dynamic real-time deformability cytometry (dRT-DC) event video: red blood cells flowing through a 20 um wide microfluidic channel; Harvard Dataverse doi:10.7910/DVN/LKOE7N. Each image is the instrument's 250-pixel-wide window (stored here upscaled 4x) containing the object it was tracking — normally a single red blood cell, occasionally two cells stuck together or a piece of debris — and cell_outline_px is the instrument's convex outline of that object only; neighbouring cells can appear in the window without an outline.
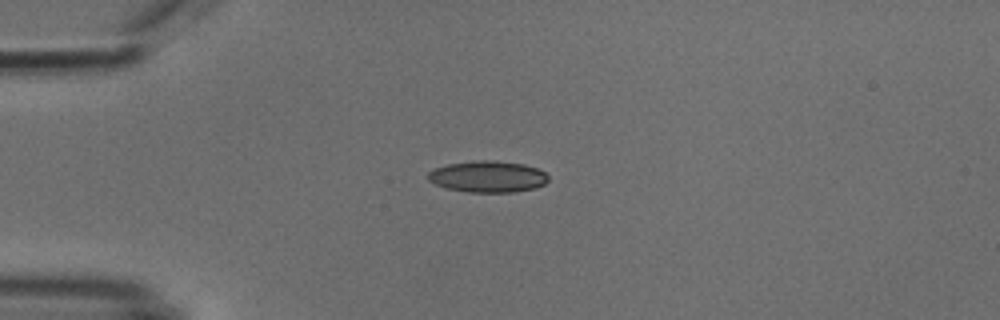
{"species": "common noctule bat (a hibernating species)", "species_latin": "Nyctalus noctula", "temperature_condition": "cold", "stored_images_in_passage": 40, "camera_frame_rate_fps": 3000, "um_per_image_px": 0.085, "animal": {"sex": "male", "body_mass_g": 18.8}, "frame": {"image": 1, "passage_image": 1, "time_ms": 0.0, "image_size_px": [1000, 320], "cell_outline_px": [[548, 180], [544, 184], [536, 188], [516, 192], [468, 192], [448, 188], [436, 184], [428, 180], [428, 172], [436, 168], [448, 164], [472, 160], [492, 160], [524, 164], [536, 168], [544, 172], [548, 176]], "centroid_in_image_um": [41.48, 15.01], "position_along_channel_um": 43.5, "area_um2": 22.02}}
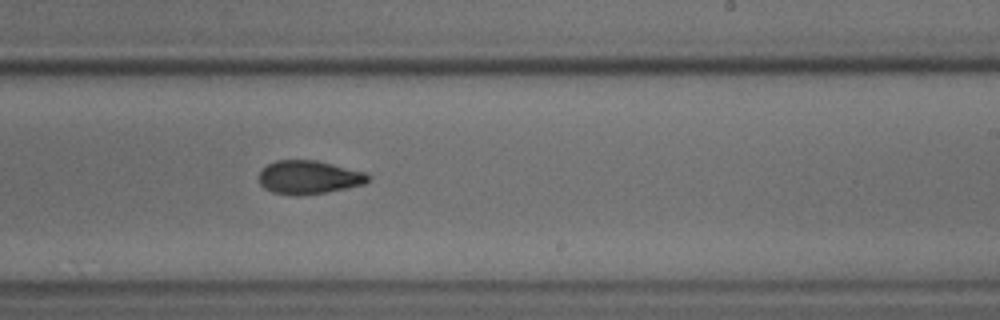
{"frame": {"image": 2, "passage_image": 20, "time_ms": 6.333, "image_size_px": [1000, 320], "cell_outline_px": [[368, 180], [364, 184], [324, 192], [296, 196], [272, 192], [264, 188], [260, 184], [260, 172], [268, 164], [276, 160], [316, 160], [364, 172], [368, 176]], "centroid_in_image_um": [26.21, 15.07], "position_along_channel_um": 262.8, "area_um2": 20.92}}
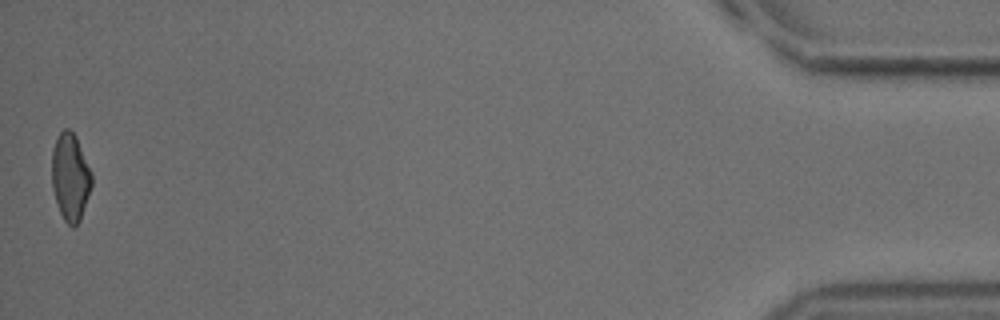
{"frame": {"image": 3, "passage_image": 40, "time_ms": 13.0, "image_size_px": [1000, 320], "cell_outline_px": [[92, 184], [80, 220], [72, 228], [64, 220], [60, 212], [52, 188], [52, 148], [60, 132], [64, 128], [68, 128], [76, 136], [92, 172]], "centroid_in_image_um": [5.98, 15.03], "position_along_channel_um": 429.2, "area_um2": 20.23}, "authors_computed_cell_mechanics": {"area_um2": 21.2993, "velocity_mm_per_s": 3.8334, "shape_relaxation_time_tau1_ms": 7.3988, "shape_relaxation_time_tau2_ms": 3.7777, "deformation_change_tau1": 0.1703, "deformation_change_tau2": 0.0893}}